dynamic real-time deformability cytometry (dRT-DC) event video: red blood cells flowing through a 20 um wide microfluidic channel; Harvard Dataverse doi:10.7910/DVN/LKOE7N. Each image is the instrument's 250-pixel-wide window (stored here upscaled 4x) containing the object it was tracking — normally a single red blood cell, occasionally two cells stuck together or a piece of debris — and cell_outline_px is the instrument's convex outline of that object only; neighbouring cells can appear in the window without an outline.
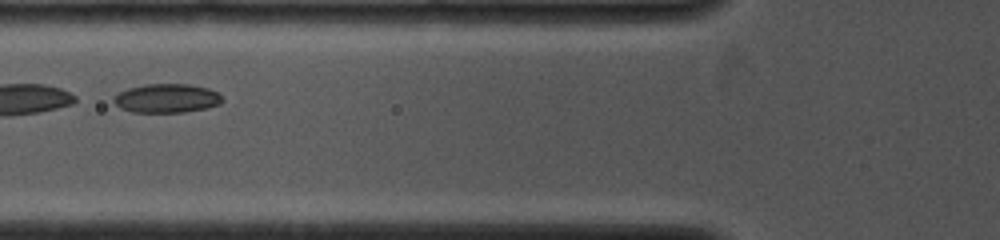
{"species": "common noctule bat (a hibernating species)", "species_latin": "Nyctalus noctula", "temperature_condition": "cold", "stored_images_in_passage": 18, "camera_frame_rate_fps": 4000, "um_per_image_px": 0.085, "animal": {"sex": "female", "body_mass_g": 19.0, "forearm_length_mm": 53.3}, "frame": {"image": 1, "passage_image": 3, "time_ms": 1.0, "image_size_px": [1000, 240], "cell_outline_px": [[224, 100], [220, 104], [208, 108], [184, 112], [132, 112], [120, 108], [112, 100], [112, 96], [128, 88], [144, 84], [188, 84], [208, 88], [216, 92]], "centroid_in_image_um": [14.16, 8.35], "position_along_channel_um": 111.6, "area_um2": 18.38}}
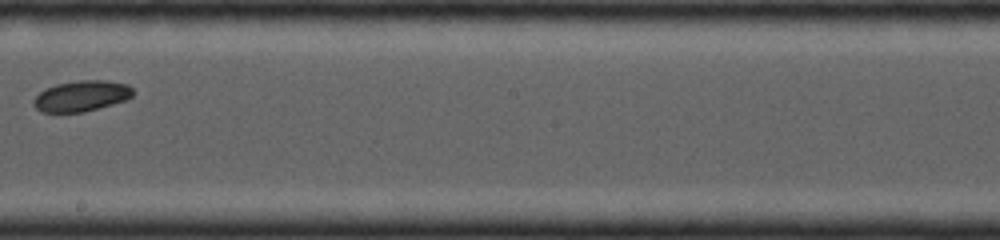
{"frame": {"image": 2, "passage_image": 9, "time_ms": 4.0, "image_size_px": [1000, 240], "cell_outline_px": [[136, 92], [128, 100], [84, 112], [40, 112], [32, 104], [32, 100], [44, 88], [56, 84], [80, 80], [108, 80], [128, 84]], "centroid_in_image_um": [6.95, 8.15], "position_along_channel_um": 241.3, "area_um2": 18.15}}
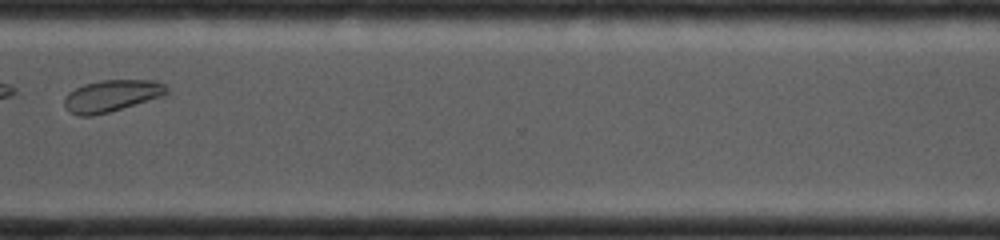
{"frame": {"image": 3, "passage_image": 15, "time_ms": 6.75, "image_size_px": [1000, 240], "cell_outline_px": [[168, 92], [164, 96], [108, 112], [92, 116], [76, 116], [68, 112], [64, 104], [64, 96], [68, 92], [84, 84], [100, 80], [152, 80], [164, 84], [168, 88]], "centroid_in_image_um": [9.46, 8.15], "position_along_channel_um": 361.1, "area_um2": 19.07}}